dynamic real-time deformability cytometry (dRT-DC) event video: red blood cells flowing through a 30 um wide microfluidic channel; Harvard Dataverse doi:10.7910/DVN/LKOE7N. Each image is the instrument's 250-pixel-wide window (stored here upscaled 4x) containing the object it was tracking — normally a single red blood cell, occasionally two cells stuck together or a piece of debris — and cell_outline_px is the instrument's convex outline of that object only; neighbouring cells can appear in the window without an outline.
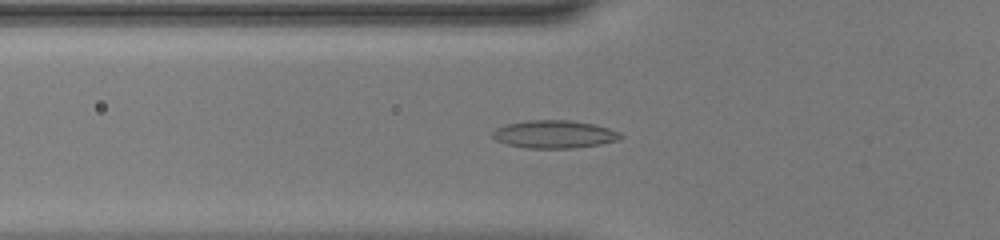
{"species": "common noctule bat (a hibernating species)", "species_latin": "Nyctalus noctula", "temperature_condition": "warm", "stored_images_in_passage": 48, "camera_frame_rate_fps": 3000, "um_per_image_px": 0.085, "animal": {"sex": "female", "body_mass_g": 20.0, "forearm_length_mm": 54.0}, "frame": {"image": 1, "passage_image": 19, "time_ms": 6.0, "image_size_px": [1000, 240], "cell_outline_px": [[624, 136], [620, 140], [600, 144], [572, 148], [524, 148], [508, 144], [496, 140], [492, 136], [492, 132], [496, 128], [508, 124], [528, 120], [572, 120], [592, 124], [608, 128], [620, 132]], "centroid_in_image_um": [47.14, 11.41], "position_along_channel_um": 78.7, "area_um2": 20.75}}
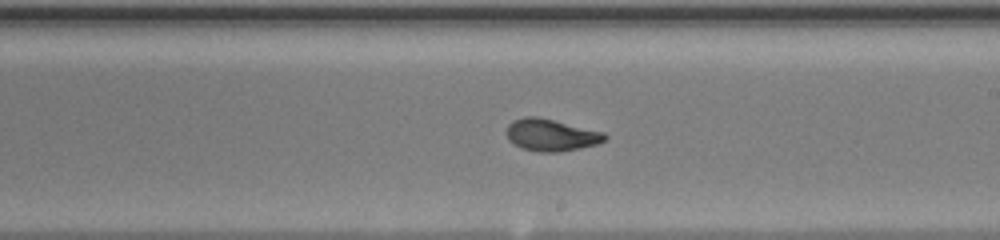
{"frame": {"image": 2, "passage_image": 30, "time_ms": 9.667, "image_size_px": [1000, 240], "cell_outline_px": [[608, 136], [604, 140], [596, 144], [580, 148], [560, 152], [540, 152], [520, 148], [512, 144], [508, 140], [508, 124], [512, 120], [524, 116], [536, 116], [604, 132]], "centroid_in_image_um": [46.81, 11.48], "position_along_channel_um": 242.2, "area_um2": 18.32}}
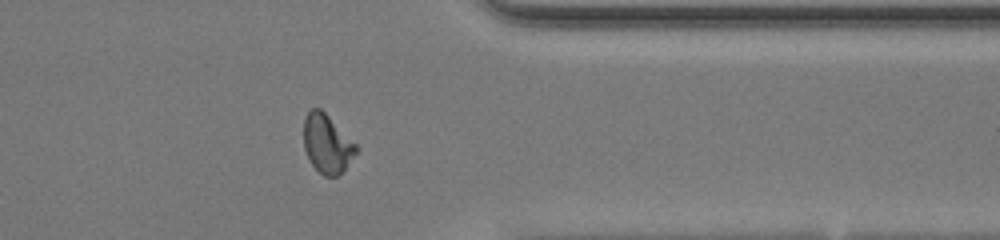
{"frame": {"image": 3, "passage_image": 40, "time_ms": 13.0, "image_size_px": [1000, 240], "cell_outline_px": [[360, 148], [344, 168], [336, 176], [324, 176], [308, 160], [304, 148], [304, 120], [308, 112], [312, 108], [320, 108]], "centroid_in_image_um": [27.78, 12.21], "position_along_channel_um": 383.6, "area_um2": 17.57}, "authors_computed_cell_mechanics": {"area_um2": 18.4093, "velocity_mm_per_s": 4.4452, "shape_relaxation_time_tau1_ms": 7.809, "shape_relaxation_time_tau2_ms": 0.7049, "deformation_change_tau1": 0.2641, "deformation_change_tau2": 0.0538}}